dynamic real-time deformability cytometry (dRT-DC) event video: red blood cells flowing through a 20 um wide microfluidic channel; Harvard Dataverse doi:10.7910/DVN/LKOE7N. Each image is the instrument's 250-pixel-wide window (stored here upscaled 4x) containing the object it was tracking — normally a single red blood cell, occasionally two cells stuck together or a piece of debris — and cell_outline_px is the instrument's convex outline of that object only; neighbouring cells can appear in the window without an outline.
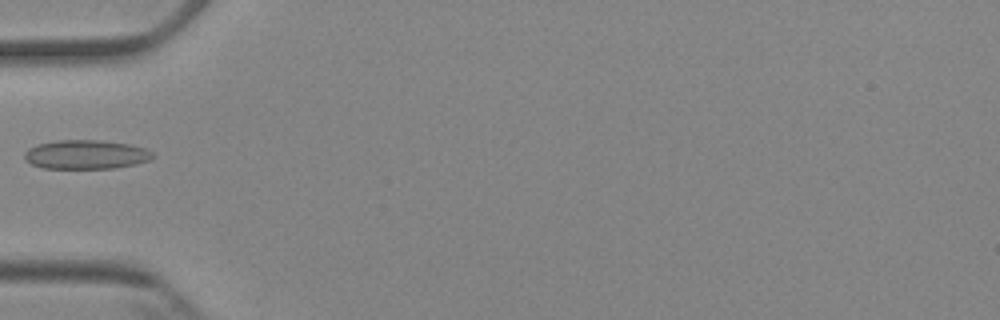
{"species": "Egyptian fruit bat (a non-hibernating species)", "species_latin": "Rousettus aegyptiacus", "temperature_condition": "cold", "stored_images_in_passage": 3, "camera_frame_rate_fps": 3000, "um_per_image_px": 0.085, "animal": {"sex": "female"}, "frame": {"image": 1, "passage_image": 3, "time_ms": 2.667, "image_size_px": [1000, 320], "cell_outline_px": [[156, 156], [152, 160], [136, 164], [112, 168], [40, 168], [24, 160], [24, 152], [28, 148], [36, 144], [56, 140], [100, 140], [128, 144], [144, 148], [152, 152]], "centroid_in_image_um": [7.29, 13.13], "position_along_channel_um": 77.7, "area_um2": 21.91}}